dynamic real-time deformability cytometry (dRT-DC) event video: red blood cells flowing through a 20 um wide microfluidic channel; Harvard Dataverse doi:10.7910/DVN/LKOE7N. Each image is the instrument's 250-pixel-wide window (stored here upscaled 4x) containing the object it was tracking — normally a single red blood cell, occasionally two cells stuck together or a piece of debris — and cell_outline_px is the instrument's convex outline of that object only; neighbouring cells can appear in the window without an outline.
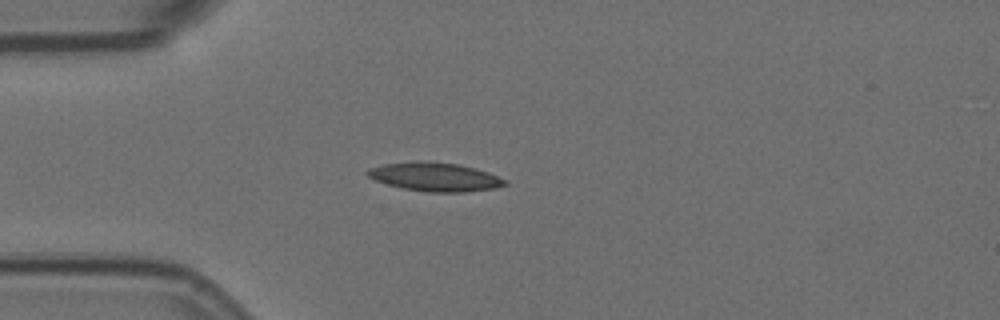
{"species": "Egyptian fruit bat (a non-hibernating species)", "species_latin": "Rousettus aegyptiacus", "temperature_condition": "room temperature", "stored_images_in_passage": 2, "camera_frame_rate_fps": 3000, "um_per_image_px": 0.085, "animal": {"sex": "female"}, "frame": {"image": 1, "passage_image": 2, "time_ms": 0.333, "image_size_px": [1000, 320], "cell_outline_px": [[508, 184], [496, 188], [464, 192], [428, 192], [404, 188], [388, 184], [376, 180], [368, 176], [364, 172], [368, 168], [384, 164], [416, 160], [424, 160], [460, 164], [488, 172], [508, 180]], "centroid_in_image_um": [36.99, 15.02], "position_along_channel_um": 48.0, "area_um2": 23.18}}